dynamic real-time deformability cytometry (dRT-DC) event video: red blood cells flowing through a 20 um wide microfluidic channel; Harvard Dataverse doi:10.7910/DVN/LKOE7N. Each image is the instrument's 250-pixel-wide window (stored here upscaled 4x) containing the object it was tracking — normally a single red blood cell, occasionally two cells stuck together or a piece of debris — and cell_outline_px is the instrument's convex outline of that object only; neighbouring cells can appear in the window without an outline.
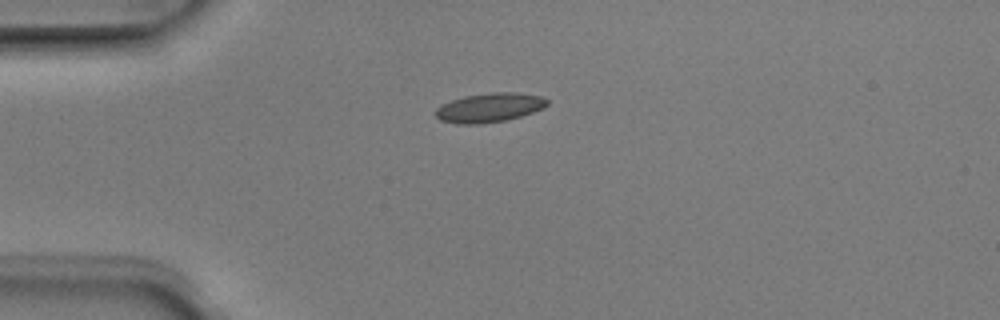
{"species": "Egyptian fruit bat (a non-hibernating species)", "species_latin": "Rousettus aegyptiacus", "temperature_condition": "room temperature", "stored_images_in_passage": 4, "camera_frame_rate_fps": 3000, "um_per_image_px": 0.085, "animal": {"sex": "male"}, "frame": {"image": 1, "passage_image": 2, "time_ms": 0.333, "image_size_px": [1000, 320], "cell_outline_px": [[548, 104], [532, 112], [520, 116], [504, 120], [480, 124], [456, 124], [440, 120], [432, 112], [440, 104], [464, 96], [492, 92], [516, 92], [540, 96], [548, 100]], "centroid_in_image_um": [41.52, 9.14], "position_along_channel_um": 43.5, "area_um2": 18.96}}
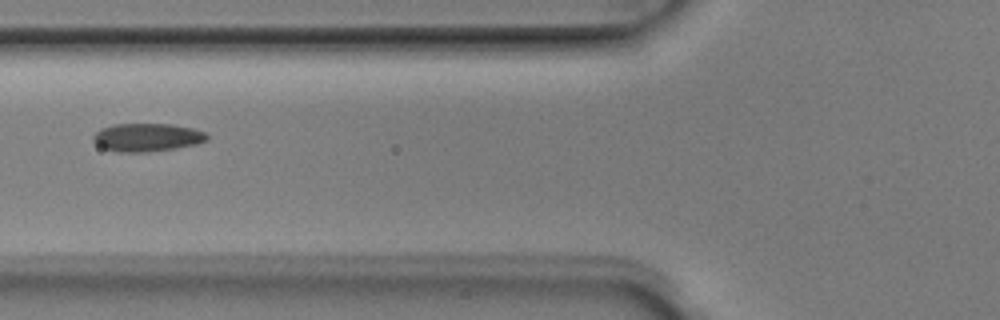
{"frame": {"image": 2, "passage_image": 4, "time_ms": 1.0, "image_size_px": [1000, 320], "cell_outline_px": [[208, 140], [196, 144], [176, 148], [144, 152], [120, 152], [104, 148], [96, 144], [92, 140], [92, 136], [100, 128], [112, 124], [172, 124], [192, 128], [204, 132], [208, 136]], "centroid_in_image_um": [12.48, 11.67], "position_along_channel_um": 113.3, "area_um2": 18.67}}